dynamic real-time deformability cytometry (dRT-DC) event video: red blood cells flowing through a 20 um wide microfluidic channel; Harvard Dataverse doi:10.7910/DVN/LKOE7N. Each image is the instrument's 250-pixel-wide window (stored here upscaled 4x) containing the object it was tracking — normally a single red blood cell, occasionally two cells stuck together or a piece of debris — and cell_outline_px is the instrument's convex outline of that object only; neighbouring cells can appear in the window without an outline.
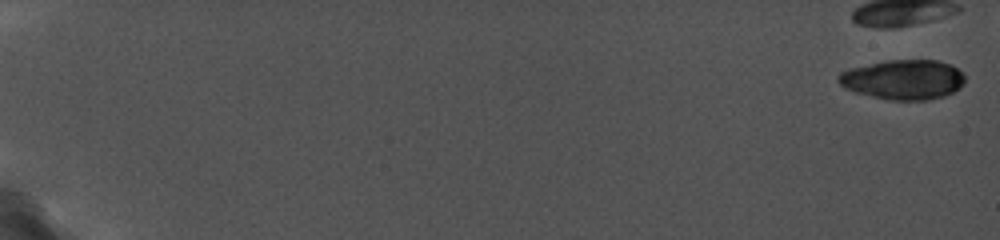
{"species": "common noctule bat (a hibernating species)", "species_latin": "Nyctalus noctula", "temperature_condition": "cold", "stored_images_in_passage": 13, "camera_frame_rate_fps": 5000, "um_per_image_px": 0.085, "animal": {"sex": "female", "body_mass_g": 19.0, "forearm_length_mm": 56.7}, "frame": {"image": 1, "passage_image": 1, "time_ms": 0.0, "image_size_px": [1000, 240], "cell_outline_px": [[964, 84], [960, 88], [944, 96], [928, 100], [892, 100], [872, 96], [856, 92], [844, 88], [836, 80], [836, 76], [840, 72], [848, 68], [888, 60], [936, 60], [952, 64], [964, 76]], "centroid_in_image_um": [76.75, 6.76], "position_along_channel_um": 8.2, "area_um2": 29.42}}